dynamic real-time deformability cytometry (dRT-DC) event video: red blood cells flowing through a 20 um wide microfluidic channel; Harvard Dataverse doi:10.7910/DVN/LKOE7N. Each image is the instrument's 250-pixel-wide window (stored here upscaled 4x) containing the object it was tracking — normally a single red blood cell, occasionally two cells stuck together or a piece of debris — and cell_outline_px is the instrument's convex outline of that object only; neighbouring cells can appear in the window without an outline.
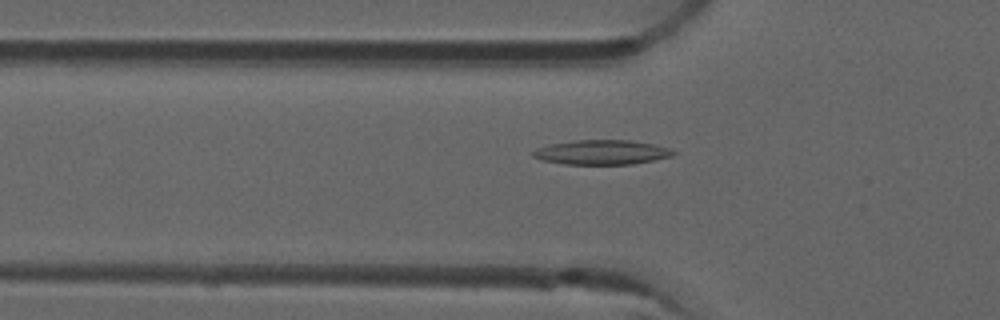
{"species": "common noctule bat (a hibernating species)", "species_latin": "Nyctalus noctula", "temperature_condition": "room temperature", "stored_images_in_passage": 44, "camera_frame_rate_fps": 3000, "um_per_image_px": 0.085, "animal": {"sex": "male", "forearm_length_mm": 52.5}, "frame": {"image": 1, "passage_image": 9, "time_ms": 2.667, "image_size_px": [1000, 320], "cell_outline_px": [[676, 152], [672, 156], [632, 164], [564, 164], [544, 160], [532, 156], [532, 152], [536, 148], [552, 144], [576, 140], [628, 140], [652, 144], [668, 148]], "centroid_in_image_um": [51.13, 12.94], "position_along_channel_um": 74.7, "area_um2": 19.77}}
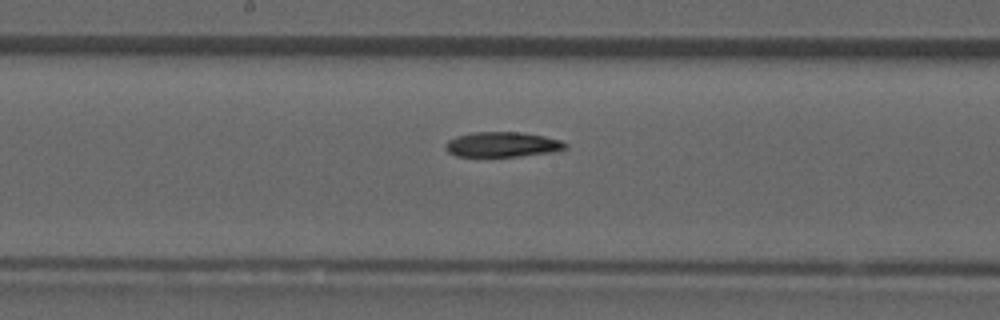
{"frame": {"image": 2, "passage_image": 19, "time_ms": 6.0, "image_size_px": [1000, 320], "cell_outline_px": [[568, 148], [552, 152], [520, 156], [456, 156], [448, 152], [444, 148], [448, 140], [456, 136], [472, 132], [520, 132], [544, 136], [560, 140], [568, 144]], "centroid_in_image_um": [42.7, 12.28], "position_along_channel_um": 205.5, "area_um2": 17.51}}
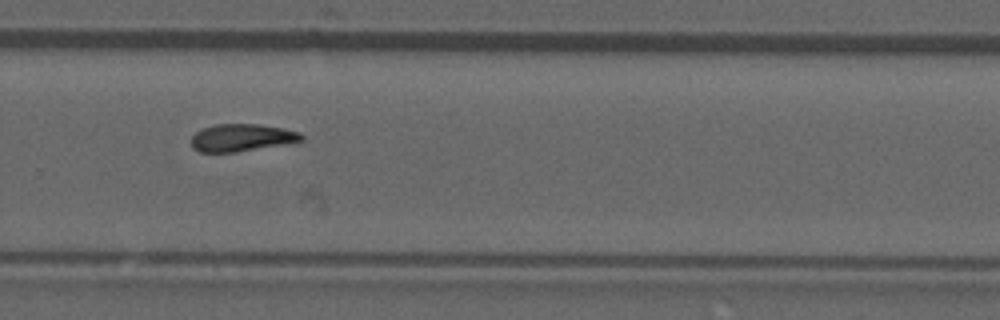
{"frame": {"image": 3, "passage_image": 27, "time_ms": 8.667, "image_size_px": [1000, 320], "cell_outline_px": [[304, 140], [236, 152], [200, 152], [192, 148], [192, 136], [200, 128], [216, 124], [256, 124], [284, 128], [300, 132], [304, 136]], "centroid_in_image_um": [20.52, 11.69], "position_along_channel_um": 309.3, "area_um2": 17.51}}